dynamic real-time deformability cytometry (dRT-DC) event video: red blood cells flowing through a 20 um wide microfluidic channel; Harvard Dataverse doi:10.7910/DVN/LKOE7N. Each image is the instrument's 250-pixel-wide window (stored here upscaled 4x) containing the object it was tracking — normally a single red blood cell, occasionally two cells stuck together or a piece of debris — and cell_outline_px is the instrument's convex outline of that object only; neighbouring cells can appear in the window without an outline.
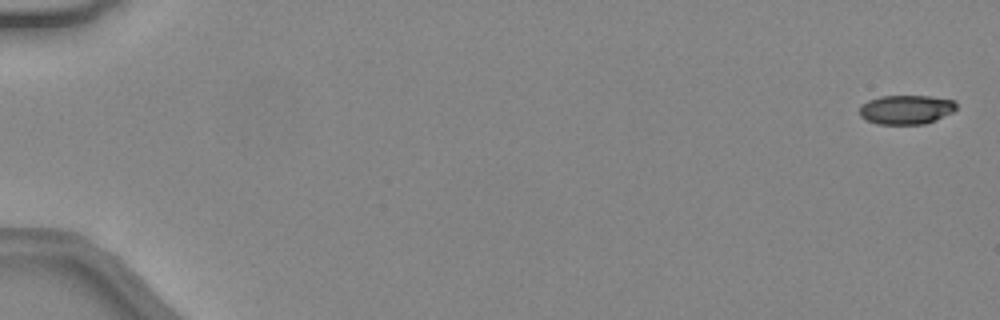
{"species": "common noctule bat (a hibernating species)", "species_latin": "Nyctalus noctula", "temperature_condition": "warm", "stored_images_in_passage": 14, "camera_frame_rate_fps": 3000, "um_per_image_px": 0.085, "animal": {"sex": "female", "body_mass_g": 24.6, "forearm_length_mm": 56.2}, "frame": {"image": 1, "passage_image": 1, "time_ms": 0.0, "image_size_px": [1000, 320], "cell_outline_px": [[956, 108], [952, 112], [936, 120], [924, 124], [876, 124], [864, 120], [860, 116], [860, 104], [868, 100], [880, 96], [928, 96], [956, 100]], "centroid_in_image_um": [76.99, 9.31], "position_along_channel_um": 8.0, "area_um2": 16.65}}
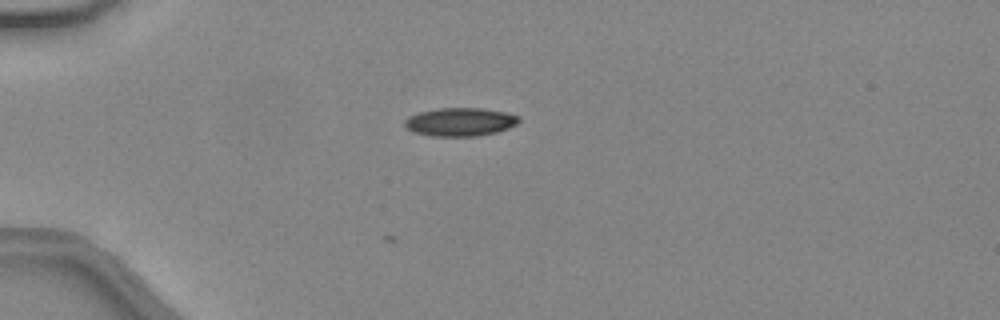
{"frame": {"image": 2, "passage_image": 14, "time_ms": 4.333, "image_size_px": [1000, 320], "cell_outline_px": [[520, 120], [516, 124], [508, 128], [496, 132], [476, 136], [432, 136], [412, 132], [404, 124], [404, 120], [408, 116], [420, 112], [440, 108], [484, 108], [504, 112], [520, 116]], "centroid_in_image_um": [39.1, 10.36], "position_along_channel_um": 45.9, "area_um2": 18.84}}